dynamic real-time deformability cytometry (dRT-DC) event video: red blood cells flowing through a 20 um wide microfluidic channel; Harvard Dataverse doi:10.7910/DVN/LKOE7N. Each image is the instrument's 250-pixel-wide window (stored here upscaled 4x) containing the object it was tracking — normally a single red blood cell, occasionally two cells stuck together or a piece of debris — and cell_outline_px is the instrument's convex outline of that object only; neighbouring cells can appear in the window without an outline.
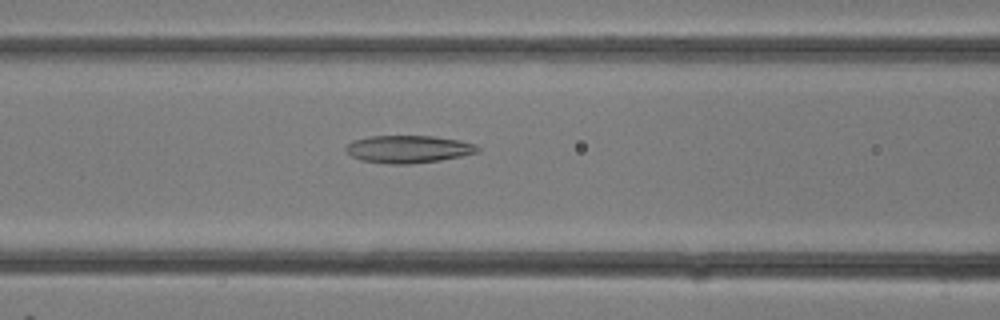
{"species": "common noctule bat (a hibernating species)", "species_latin": "Nyctalus noctula", "temperature_condition": "room temperature", "stored_images_in_passage": 16, "camera_frame_rate_fps": 3000, "um_per_image_px": 0.085, "animal": {"sex": "female"}, "frame": {"image": 1, "passage_image": 12, "time_ms": 3.667, "image_size_px": [1000, 320], "cell_outline_px": [[480, 152], [440, 160], [408, 164], [392, 164], [360, 160], [352, 156], [344, 148], [352, 140], [368, 136], [432, 136], [460, 140], [476, 144], [480, 148]], "centroid_in_image_um": [34.72, 12.67], "position_along_channel_um": 131.9, "area_um2": 21.15}}
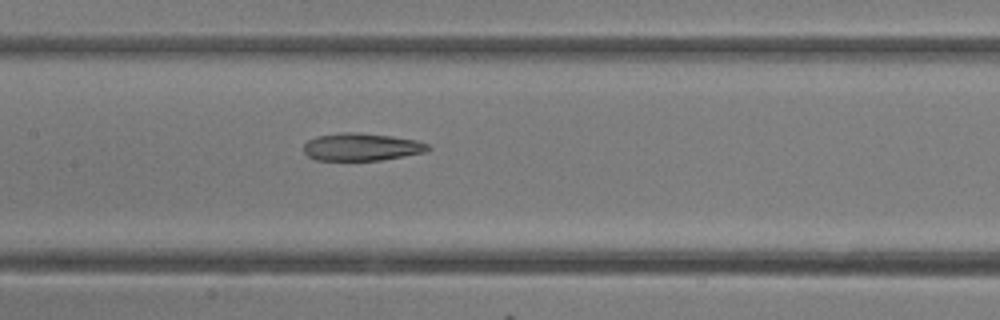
{"frame": {"image": 2, "passage_image": 14, "time_ms": 4.333, "image_size_px": [1000, 320], "cell_outline_px": [[432, 148], [424, 152], [380, 160], [316, 160], [308, 156], [304, 152], [304, 144], [308, 140], [316, 136], [340, 132], [356, 132], [392, 136], [416, 140], [428, 144]], "centroid_in_image_um": [30.71, 12.48], "position_along_channel_um": 176.7, "area_um2": 19.94}}
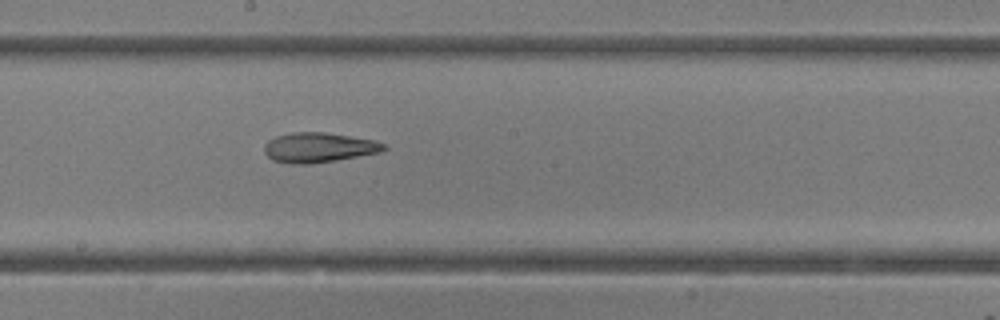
{"frame": {"image": 3, "passage_image": 16, "time_ms": 5.0, "image_size_px": [1000, 320], "cell_outline_px": [[388, 148], [384, 152], [336, 160], [308, 164], [292, 164], [272, 160], [264, 152], [264, 144], [268, 140], [276, 136], [292, 132], [324, 132], [376, 140], [384, 144]], "centroid_in_image_um": [27.11, 12.54], "position_along_channel_um": 221.1, "area_um2": 20.98}}